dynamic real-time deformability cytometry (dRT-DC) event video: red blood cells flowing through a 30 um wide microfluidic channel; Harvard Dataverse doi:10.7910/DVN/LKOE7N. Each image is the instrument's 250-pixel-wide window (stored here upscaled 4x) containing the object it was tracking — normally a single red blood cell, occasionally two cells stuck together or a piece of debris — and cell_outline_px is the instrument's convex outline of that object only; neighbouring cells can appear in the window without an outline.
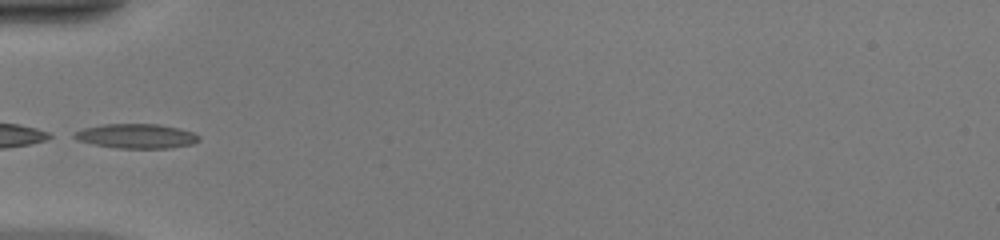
{"species": "common noctule bat (a hibernating species)", "species_latin": "Nyctalus noctula", "temperature_condition": "warm", "stored_images_in_passage": 31, "camera_frame_rate_fps": 3000, "um_per_image_px": 0.085, "animal": {"sex": "female", "body_mass_g": 20.0, "forearm_length_mm": 54.0}, "frame": {"image": 1, "passage_image": 1, "time_ms": 0.0, "image_size_px": [1000, 240], "cell_outline_px": [[200, 140], [192, 144], [168, 148], [116, 148], [92, 144], [76, 140], [68, 136], [84, 128], [104, 124], [160, 124], [180, 128], [192, 132], [200, 136]], "centroid_in_image_um": [11.56, 11.57], "position_along_channel_um": 73.4, "area_um2": 17.98}, "authors_computed_cell_mechanics": {"area_um2": 16.3574, "velocity_mm_per_s": 4.1659, "shape_relaxation_time_tau1_ms": null, "shape_relaxation_time_tau2_ms": 2.4417, "deformation_change_tau1": null, "deformation_change_tau2": 0.107}}